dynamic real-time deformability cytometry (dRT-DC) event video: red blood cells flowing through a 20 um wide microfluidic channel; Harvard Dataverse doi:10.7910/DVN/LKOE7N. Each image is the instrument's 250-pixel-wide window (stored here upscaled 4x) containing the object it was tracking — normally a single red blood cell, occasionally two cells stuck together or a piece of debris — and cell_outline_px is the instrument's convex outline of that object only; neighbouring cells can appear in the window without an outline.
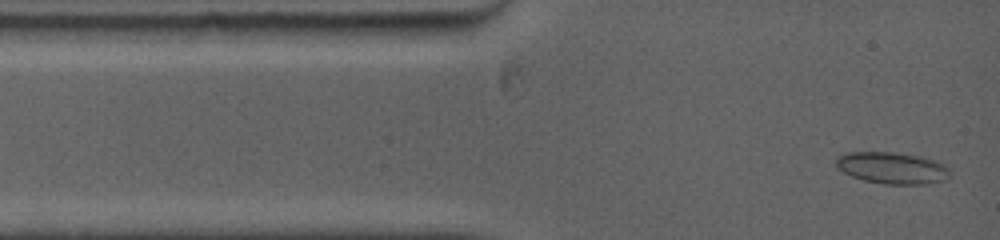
{"species": "common noctule bat (a hibernating species)", "species_latin": "Nyctalus noctula", "temperature_condition": "warm", "stored_images_in_passage": 102, "camera_frame_rate_fps": 5000, "um_per_image_px": 0.085, "animal": {"sex": "female", "body_mass_g": 19.0, "forearm_length_mm": 53.3}, "frame": {"image": 1, "passage_image": 2, "time_ms": 0.2, "image_size_px": [1000, 240], "cell_outline_px": [[948, 180], [928, 184], [884, 184], [864, 180], [852, 176], [836, 168], [836, 156], [848, 152], [892, 152], [920, 156], [936, 160], [944, 164], [948, 168]], "centroid_in_image_um": [75.84, 14.27], "position_along_channel_um": 9.2, "area_um2": 21.15}}
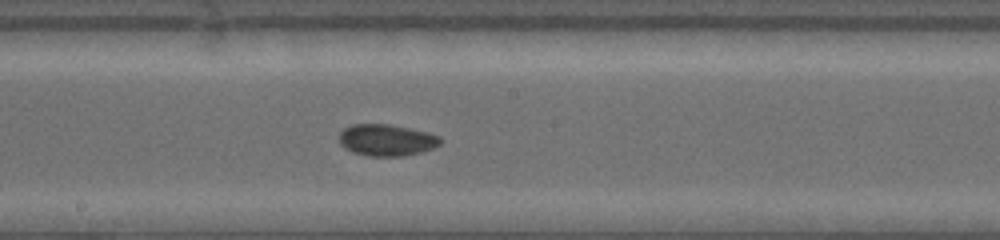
{"frame": {"image": 2, "passage_image": 43, "time_ms": 6.6, "image_size_px": [1000, 240], "cell_outline_px": [[444, 140], [440, 144], [432, 148], [420, 152], [404, 156], [368, 156], [352, 152], [344, 148], [340, 144], [340, 132], [344, 128], [352, 124], [388, 124], [428, 132], [440, 136]], "centroid_in_image_um": [32.86, 11.91], "position_along_channel_um": 215.3, "area_um2": 18.73}}
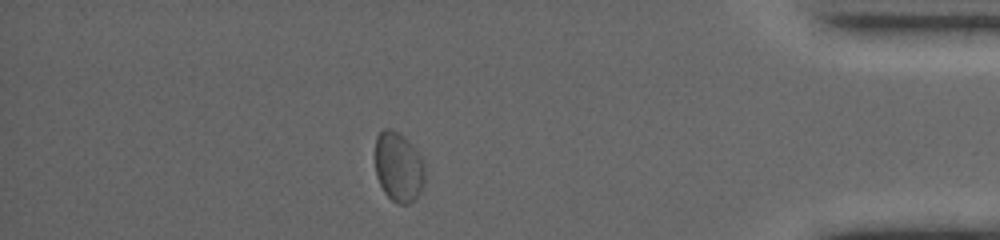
{"frame": {"image": 3, "passage_image": 85, "time_ms": 12.6, "image_size_px": [1000, 240], "cell_outline_px": [[424, 184], [420, 192], [408, 204], [396, 204], [384, 192], [376, 176], [376, 136], [384, 128], [392, 128], [400, 132], [412, 144], [420, 156], [424, 164]], "centroid_in_image_um": [33.87, 14.17], "position_along_channel_um": 401.3, "area_um2": 20.29}, "authors_computed_cell_mechanics": {"area_um2": 18.6983, "velocity_mm_per_s": 3.8457, "shape_relaxation_time_tau1_ms": 3.7989, "shape_relaxation_time_tau2_ms": 1.5019, "deformation_change_tau1": 0.0636, "deformation_change_tau2": 0.0356}}